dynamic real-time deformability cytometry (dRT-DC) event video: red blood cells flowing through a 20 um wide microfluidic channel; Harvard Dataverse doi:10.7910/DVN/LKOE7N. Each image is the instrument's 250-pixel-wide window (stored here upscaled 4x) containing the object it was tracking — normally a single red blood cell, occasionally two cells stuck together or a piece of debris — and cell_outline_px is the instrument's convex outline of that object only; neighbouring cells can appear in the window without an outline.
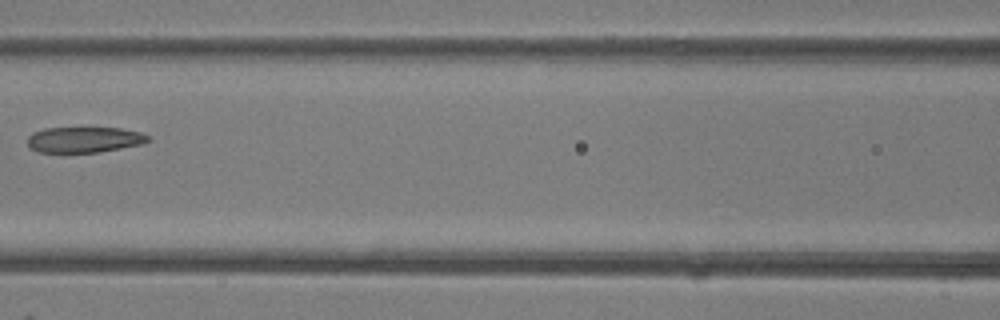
{"species": "common noctule bat (a hibernating species)", "species_latin": "Nyctalus noctula", "temperature_condition": "room temperature", "stored_images_in_passage": 6, "camera_frame_rate_fps": 3000, "um_per_image_px": 0.085, "animal": {"sex": "female"}, "frame": {"image": 1, "passage_image": 6, "time_ms": 6.333, "image_size_px": [1000, 320], "cell_outline_px": [[152, 140], [144, 144], [100, 152], [40, 152], [28, 148], [28, 136], [32, 132], [44, 128], [120, 128], [140, 132], [148, 136]], "centroid_in_image_um": [7.17, 11.87], "position_along_channel_um": 159.4, "area_um2": 18.21}}